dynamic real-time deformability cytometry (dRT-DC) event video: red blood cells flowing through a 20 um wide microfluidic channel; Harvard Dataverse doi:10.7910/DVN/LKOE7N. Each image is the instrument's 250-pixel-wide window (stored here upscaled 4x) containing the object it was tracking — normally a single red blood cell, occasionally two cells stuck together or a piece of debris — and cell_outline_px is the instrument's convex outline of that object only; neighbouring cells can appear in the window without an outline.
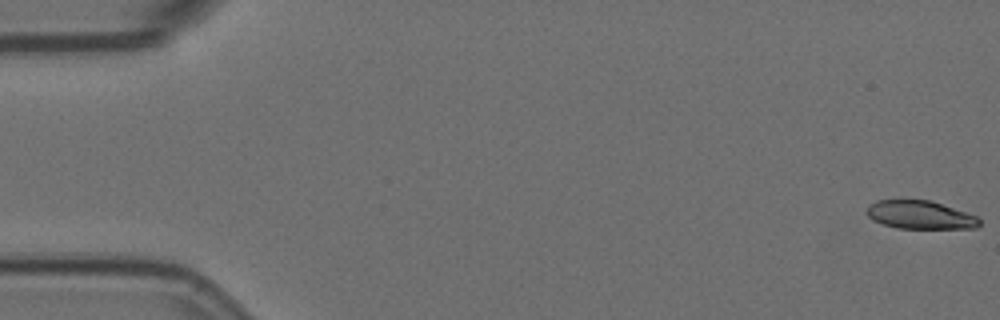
{"species": "Egyptian fruit bat (a non-hibernating species)", "species_latin": "Rousettus aegyptiacus", "temperature_condition": "room temperature", "stored_images_in_passage": 7, "camera_frame_rate_fps": 3000, "um_per_image_px": 0.085, "animal": {"sex": "female"}, "frame": {"image": 1, "passage_image": 1, "time_ms": 0.0, "image_size_px": [1000, 320], "cell_outline_px": [[980, 224], [976, 228], [896, 228], [872, 220], [864, 212], [868, 204], [876, 200], [932, 200], [976, 216], [980, 220]], "centroid_in_image_um": [78.16, 18.26], "position_along_channel_um": 6.8, "area_um2": 18.61}}
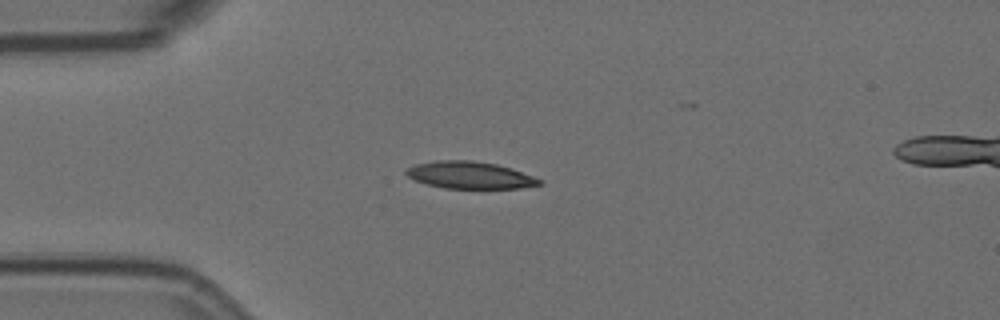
{"frame": {"image": 2, "passage_image": 5, "time_ms": 1.333, "image_size_px": [1000, 320], "cell_outline_px": [[544, 184], [520, 188], [444, 188], [428, 184], [416, 180], [408, 176], [404, 172], [408, 168], [416, 164], [436, 160], [472, 160], [496, 164], [512, 168], [544, 180]], "centroid_in_image_um": [39.99, 14.88], "position_along_channel_um": 45.0, "area_um2": 21.04}}